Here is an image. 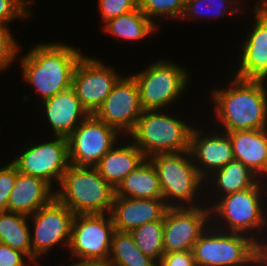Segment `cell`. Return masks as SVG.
I'll list each match as a JSON object with an SVG mask.
<instances>
[{
    "label": "cell",
    "mask_w": 267,
    "mask_h": 266,
    "mask_svg": "<svg viewBox=\"0 0 267 266\" xmlns=\"http://www.w3.org/2000/svg\"><path fill=\"white\" fill-rule=\"evenodd\" d=\"M82 55L79 49L65 43L36 44L19 59L23 78L46 100L71 88L73 72Z\"/></svg>",
    "instance_id": "1"
},
{
    "label": "cell",
    "mask_w": 267,
    "mask_h": 266,
    "mask_svg": "<svg viewBox=\"0 0 267 266\" xmlns=\"http://www.w3.org/2000/svg\"><path fill=\"white\" fill-rule=\"evenodd\" d=\"M264 80L234 77L227 90H212L215 115L223 132L267 128V90Z\"/></svg>",
    "instance_id": "2"
},
{
    "label": "cell",
    "mask_w": 267,
    "mask_h": 266,
    "mask_svg": "<svg viewBox=\"0 0 267 266\" xmlns=\"http://www.w3.org/2000/svg\"><path fill=\"white\" fill-rule=\"evenodd\" d=\"M55 191V198L77 214H108L115 189L107 183L96 167L70 164Z\"/></svg>",
    "instance_id": "3"
},
{
    "label": "cell",
    "mask_w": 267,
    "mask_h": 266,
    "mask_svg": "<svg viewBox=\"0 0 267 266\" xmlns=\"http://www.w3.org/2000/svg\"><path fill=\"white\" fill-rule=\"evenodd\" d=\"M159 110H143L135 128L129 134L146 158L158 153H178L190 150L193 129L187 123Z\"/></svg>",
    "instance_id": "4"
},
{
    "label": "cell",
    "mask_w": 267,
    "mask_h": 266,
    "mask_svg": "<svg viewBox=\"0 0 267 266\" xmlns=\"http://www.w3.org/2000/svg\"><path fill=\"white\" fill-rule=\"evenodd\" d=\"M148 159L157 171L163 200L169 207L197 206L195 195L203 191L201 185L205 180L199 175L190 150L158 153Z\"/></svg>",
    "instance_id": "5"
},
{
    "label": "cell",
    "mask_w": 267,
    "mask_h": 266,
    "mask_svg": "<svg viewBox=\"0 0 267 266\" xmlns=\"http://www.w3.org/2000/svg\"><path fill=\"white\" fill-rule=\"evenodd\" d=\"M261 181L262 179L249 189L222 196L218 199L219 201L216 200L213 203L210 207L211 219L214 220L216 217L213 216L216 214L221 217L220 221H222L221 225H223L220 226L219 224L218 230L220 228L221 231L244 234L256 242L260 240L256 232L259 230L257 233H261L263 231L262 228L266 227L265 223H267L266 209L263 204L265 199L263 200L262 193L265 185Z\"/></svg>",
    "instance_id": "6"
},
{
    "label": "cell",
    "mask_w": 267,
    "mask_h": 266,
    "mask_svg": "<svg viewBox=\"0 0 267 266\" xmlns=\"http://www.w3.org/2000/svg\"><path fill=\"white\" fill-rule=\"evenodd\" d=\"M216 226L209 225L194 244L196 266H253L257 242L244 234L220 231Z\"/></svg>",
    "instance_id": "7"
},
{
    "label": "cell",
    "mask_w": 267,
    "mask_h": 266,
    "mask_svg": "<svg viewBox=\"0 0 267 266\" xmlns=\"http://www.w3.org/2000/svg\"><path fill=\"white\" fill-rule=\"evenodd\" d=\"M188 74L179 64L163 59L131 75L139 89L142 109L163 110L175 102L186 89Z\"/></svg>",
    "instance_id": "8"
},
{
    "label": "cell",
    "mask_w": 267,
    "mask_h": 266,
    "mask_svg": "<svg viewBox=\"0 0 267 266\" xmlns=\"http://www.w3.org/2000/svg\"><path fill=\"white\" fill-rule=\"evenodd\" d=\"M77 214L71 229L69 249L79 260L108 261L115 227L110 213Z\"/></svg>",
    "instance_id": "9"
},
{
    "label": "cell",
    "mask_w": 267,
    "mask_h": 266,
    "mask_svg": "<svg viewBox=\"0 0 267 266\" xmlns=\"http://www.w3.org/2000/svg\"><path fill=\"white\" fill-rule=\"evenodd\" d=\"M119 134L94 114L88 115L67 137L70 164L95 167Z\"/></svg>",
    "instance_id": "10"
},
{
    "label": "cell",
    "mask_w": 267,
    "mask_h": 266,
    "mask_svg": "<svg viewBox=\"0 0 267 266\" xmlns=\"http://www.w3.org/2000/svg\"><path fill=\"white\" fill-rule=\"evenodd\" d=\"M74 216L75 214L56 198L29 216L34 222V230H30L32 264H37L38 257L60 243L69 248Z\"/></svg>",
    "instance_id": "11"
},
{
    "label": "cell",
    "mask_w": 267,
    "mask_h": 266,
    "mask_svg": "<svg viewBox=\"0 0 267 266\" xmlns=\"http://www.w3.org/2000/svg\"><path fill=\"white\" fill-rule=\"evenodd\" d=\"M207 207L172 206L167 209L163 229L164 253L192 251L210 223L214 225L210 219V207Z\"/></svg>",
    "instance_id": "12"
},
{
    "label": "cell",
    "mask_w": 267,
    "mask_h": 266,
    "mask_svg": "<svg viewBox=\"0 0 267 266\" xmlns=\"http://www.w3.org/2000/svg\"><path fill=\"white\" fill-rule=\"evenodd\" d=\"M122 77L98 59L83 56L77 62L71 88L89 115L95 114Z\"/></svg>",
    "instance_id": "13"
},
{
    "label": "cell",
    "mask_w": 267,
    "mask_h": 266,
    "mask_svg": "<svg viewBox=\"0 0 267 266\" xmlns=\"http://www.w3.org/2000/svg\"><path fill=\"white\" fill-rule=\"evenodd\" d=\"M11 163L22 174L35 176L45 180L53 187L60 183L68 169L69 151L66 137L55 136L54 140L42 144L30 145Z\"/></svg>",
    "instance_id": "14"
},
{
    "label": "cell",
    "mask_w": 267,
    "mask_h": 266,
    "mask_svg": "<svg viewBox=\"0 0 267 266\" xmlns=\"http://www.w3.org/2000/svg\"><path fill=\"white\" fill-rule=\"evenodd\" d=\"M142 113L136 81L132 76H122L94 115L121 135H127L133 131Z\"/></svg>",
    "instance_id": "15"
},
{
    "label": "cell",
    "mask_w": 267,
    "mask_h": 266,
    "mask_svg": "<svg viewBox=\"0 0 267 266\" xmlns=\"http://www.w3.org/2000/svg\"><path fill=\"white\" fill-rule=\"evenodd\" d=\"M202 134L200 129H192L190 153L199 175L205 180L204 184H207L208 176L235 159L232 142L227 133L221 131L205 136L202 131Z\"/></svg>",
    "instance_id": "16"
},
{
    "label": "cell",
    "mask_w": 267,
    "mask_h": 266,
    "mask_svg": "<svg viewBox=\"0 0 267 266\" xmlns=\"http://www.w3.org/2000/svg\"><path fill=\"white\" fill-rule=\"evenodd\" d=\"M255 24L241 45L239 69L234 77L267 81V14L254 10Z\"/></svg>",
    "instance_id": "17"
},
{
    "label": "cell",
    "mask_w": 267,
    "mask_h": 266,
    "mask_svg": "<svg viewBox=\"0 0 267 266\" xmlns=\"http://www.w3.org/2000/svg\"><path fill=\"white\" fill-rule=\"evenodd\" d=\"M168 208L163 199L114 197L110 215L115 230L131 232L145 223L164 220Z\"/></svg>",
    "instance_id": "18"
},
{
    "label": "cell",
    "mask_w": 267,
    "mask_h": 266,
    "mask_svg": "<svg viewBox=\"0 0 267 266\" xmlns=\"http://www.w3.org/2000/svg\"><path fill=\"white\" fill-rule=\"evenodd\" d=\"M52 189L45 180L17 171L7 210L29 217L55 198V192Z\"/></svg>",
    "instance_id": "19"
},
{
    "label": "cell",
    "mask_w": 267,
    "mask_h": 266,
    "mask_svg": "<svg viewBox=\"0 0 267 266\" xmlns=\"http://www.w3.org/2000/svg\"><path fill=\"white\" fill-rule=\"evenodd\" d=\"M46 118L54 136L68 137L89 115L74 90L69 88L43 101Z\"/></svg>",
    "instance_id": "20"
},
{
    "label": "cell",
    "mask_w": 267,
    "mask_h": 266,
    "mask_svg": "<svg viewBox=\"0 0 267 266\" xmlns=\"http://www.w3.org/2000/svg\"><path fill=\"white\" fill-rule=\"evenodd\" d=\"M225 133H227L231 139L234 159L242 162L246 167L256 173L258 177L261 176V179L266 177L267 128Z\"/></svg>",
    "instance_id": "21"
},
{
    "label": "cell",
    "mask_w": 267,
    "mask_h": 266,
    "mask_svg": "<svg viewBox=\"0 0 267 266\" xmlns=\"http://www.w3.org/2000/svg\"><path fill=\"white\" fill-rule=\"evenodd\" d=\"M145 159L143 152L133 142L119 147L116 143L95 167L100 176L115 189Z\"/></svg>",
    "instance_id": "22"
},
{
    "label": "cell",
    "mask_w": 267,
    "mask_h": 266,
    "mask_svg": "<svg viewBox=\"0 0 267 266\" xmlns=\"http://www.w3.org/2000/svg\"><path fill=\"white\" fill-rule=\"evenodd\" d=\"M115 197L163 199L157 171L148 158L119 183Z\"/></svg>",
    "instance_id": "23"
},
{
    "label": "cell",
    "mask_w": 267,
    "mask_h": 266,
    "mask_svg": "<svg viewBox=\"0 0 267 266\" xmlns=\"http://www.w3.org/2000/svg\"><path fill=\"white\" fill-rule=\"evenodd\" d=\"M210 178V179H209ZM250 168L242 162L233 160L227 163L223 168L214 171L207 177L209 183L220 195L216 194L218 199L227 194L235 193L249 189L256 185L261 179ZM213 181V182H212ZM214 183V184H212Z\"/></svg>",
    "instance_id": "24"
},
{
    "label": "cell",
    "mask_w": 267,
    "mask_h": 266,
    "mask_svg": "<svg viewBox=\"0 0 267 266\" xmlns=\"http://www.w3.org/2000/svg\"><path fill=\"white\" fill-rule=\"evenodd\" d=\"M103 26L109 35L131 41L142 40L158 29V25L151 22L139 7L103 23Z\"/></svg>",
    "instance_id": "25"
},
{
    "label": "cell",
    "mask_w": 267,
    "mask_h": 266,
    "mask_svg": "<svg viewBox=\"0 0 267 266\" xmlns=\"http://www.w3.org/2000/svg\"><path fill=\"white\" fill-rule=\"evenodd\" d=\"M28 216L11 211H0V243L24 253L32 262V247Z\"/></svg>",
    "instance_id": "26"
},
{
    "label": "cell",
    "mask_w": 267,
    "mask_h": 266,
    "mask_svg": "<svg viewBox=\"0 0 267 266\" xmlns=\"http://www.w3.org/2000/svg\"><path fill=\"white\" fill-rule=\"evenodd\" d=\"M107 262L110 266H158L153 258L140 251L130 232L118 230L113 234Z\"/></svg>",
    "instance_id": "27"
},
{
    "label": "cell",
    "mask_w": 267,
    "mask_h": 266,
    "mask_svg": "<svg viewBox=\"0 0 267 266\" xmlns=\"http://www.w3.org/2000/svg\"><path fill=\"white\" fill-rule=\"evenodd\" d=\"M163 229L164 220H159L145 223L130 232L140 251L157 263L164 254Z\"/></svg>",
    "instance_id": "28"
},
{
    "label": "cell",
    "mask_w": 267,
    "mask_h": 266,
    "mask_svg": "<svg viewBox=\"0 0 267 266\" xmlns=\"http://www.w3.org/2000/svg\"><path fill=\"white\" fill-rule=\"evenodd\" d=\"M241 2V0H187L185 3V8H184V12L183 15L181 17V19H185V18H190L194 20V18H198L200 17H209L211 18L212 16L214 17H219L224 16L225 14L230 13L233 15H237V13H240V8L238 11V7L234 8L232 6H234L233 4L239 5V3ZM227 3H229L228 5H230L229 7L226 5ZM226 6H225V5ZM210 8V10L206 11V8ZM201 8V9H200ZM202 8L205 9V11H201ZM228 8H230V11H228ZM213 11V12H212Z\"/></svg>",
    "instance_id": "29"
},
{
    "label": "cell",
    "mask_w": 267,
    "mask_h": 266,
    "mask_svg": "<svg viewBox=\"0 0 267 266\" xmlns=\"http://www.w3.org/2000/svg\"><path fill=\"white\" fill-rule=\"evenodd\" d=\"M186 1L187 0H138V7L146 17L154 23V19H156L157 22V19L161 16V20L170 17L175 19L177 17V19L181 18Z\"/></svg>",
    "instance_id": "30"
},
{
    "label": "cell",
    "mask_w": 267,
    "mask_h": 266,
    "mask_svg": "<svg viewBox=\"0 0 267 266\" xmlns=\"http://www.w3.org/2000/svg\"><path fill=\"white\" fill-rule=\"evenodd\" d=\"M32 1L34 0H0V26H8L7 23L16 17L21 19L31 17L33 14L28 9Z\"/></svg>",
    "instance_id": "31"
},
{
    "label": "cell",
    "mask_w": 267,
    "mask_h": 266,
    "mask_svg": "<svg viewBox=\"0 0 267 266\" xmlns=\"http://www.w3.org/2000/svg\"><path fill=\"white\" fill-rule=\"evenodd\" d=\"M20 45L15 41L8 26H0V71L6 70L15 62Z\"/></svg>",
    "instance_id": "32"
},
{
    "label": "cell",
    "mask_w": 267,
    "mask_h": 266,
    "mask_svg": "<svg viewBox=\"0 0 267 266\" xmlns=\"http://www.w3.org/2000/svg\"><path fill=\"white\" fill-rule=\"evenodd\" d=\"M98 3L101 21L104 23L138 8V0H99Z\"/></svg>",
    "instance_id": "33"
},
{
    "label": "cell",
    "mask_w": 267,
    "mask_h": 266,
    "mask_svg": "<svg viewBox=\"0 0 267 266\" xmlns=\"http://www.w3.org/2000/svg\"><path fill=\"white\" fill-rule=\"evenodd\" d=\"M17 175V168L8 163L0 168V211H6L10 192L14 187Z\"/></svg>",
    "instance_id": "34"
},
{
    "label": "cell",
    "mask_w": 267,
    "mask_h": 266,
    "mask_svg": "<svg viewBox=\"0 0 267 266\" xmlns=\"http://www.w3.org/2000/svg\"><path fill=\"white\" fill-rule=\"evenodd\" d=\"M158 266H196L192 251L164 253Z\"/></svg>",
    "instance_id": "35"
},
{
    "label": "cell",
    "mask_w": 267,
    "mask_h": 266,
    "mask_svg": "<svg viewBox=\"0 0 267 266\" xmlns=\"http://www.w3.org/2000/svg\"><path fill=\"white\" fill-rule=\"evenodd\" d=\"M24 258H28L24 253L0 243V266H26Z\"/></svg>",
    "instance_id": "36"
},
{
    "label": "cell",
    "mask_w": 267,
    "mask_h": 266,
    "mask_svg": "<svg viewBox=\"0 0 267 266\" xmlns=\"http://www.w3.org/2000/svg\"><path fill=\"white\" fill-rule=\"evenodd\" d=\"M264 239L263 237H260V240L257 242V257H256V263L259 266H267V239Z\"/></svg>",
    "instance_id": "37"
},
{
    "label": "cell",
    "mask_w": 267,
    "mask_h": 266,
    "mask_svg": "<svg viewBox=\"0 0 267 266\" xmlns=\"http://www.w3.org/2000/svg\"><path fill=\"white\" fill-rule=\"evenodd\" d=\"M70 266H110L107 261L78 260Z\"/></svg>",
    "instance_id": "38"
},
{
    "label": "cell",
    "mask_w": 267,
    "mask_h": 266,
    "mask_svg": "<svg viewBox=\"0 0 267 266\" xmlns=\"http://www.w3.org/2000/svg\"><path fill=\"white\" fill-rule=\"evenodd\" d=\"M259 2L255 5V10H264L267 7V0H258Z\"/></svg>",
    "instance_id": "39"
},
{
    "label": "cell",
    "mask_w": 267,
    "mask_h": 266,
    "mask_svg": "<svg viewBox=\"0 0 267 266\" xmlns=\"http://www.w3.org/2000/svg\"><path fill=\"white\" fill-rule=\"evenodd\" d=\"M263 11L267 14V7Z\"/></svg>",
    "instance_id": "40"
}]
</instances>
